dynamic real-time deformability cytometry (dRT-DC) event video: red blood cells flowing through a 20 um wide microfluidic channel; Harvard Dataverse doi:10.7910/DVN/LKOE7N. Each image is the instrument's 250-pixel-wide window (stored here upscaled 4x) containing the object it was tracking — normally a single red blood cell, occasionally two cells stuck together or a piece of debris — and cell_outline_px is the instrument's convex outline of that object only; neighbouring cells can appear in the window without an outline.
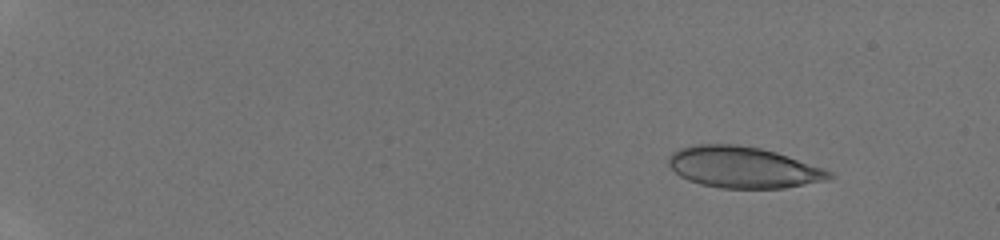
{"species": "human", "species_latin": "Homo sapiens", "temperature_condition": "room temperature", "stored_images_in_passage": 41, "camera_frame_rate_fps": 3000, "um_per_image_px": 0.085, "donor": {"sex": "male"}, "frame": {"image": 1, "passage_image": 1, "time_ms": 0.0, "image_size_px": [1000, 240], "cell_outline_px": [[836, 176], [828, 180], [784, 188], [720, 188], [700, 184], [688, 180], [680, 176], [668, 164], [668, 156], [672, 152], [680, 148], [692, 144], [736, 144], [760, 148], [776, 152], [824, 168], [832, 172]], "centroid_in_image_um": [63.17, 14.22], "position_along_channel_um": 21.8, "area_um2": 38.84}}
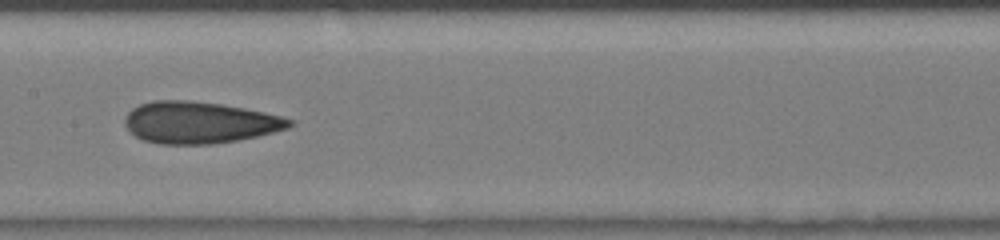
{"frame": {"image": 2, "passage_image": 22, "time_ms": 7.0, "image_size_px": [1000, 240], "cell_outline_px": [[296, 124], [288, 128], [256, 136], [236, 140], [212, 144], [160, 144], [144, 140], [136, 136], [124, 124], [124, 116], [132, 108], [140, 104], [152, 100], [188, 100], [220, 104], [244, 108], [264, 112], [296, 120]], "centroid_in_image_um": [16.95, 10.4], "position_along_channel_um": 190.4, "area_um2": 40.0}}
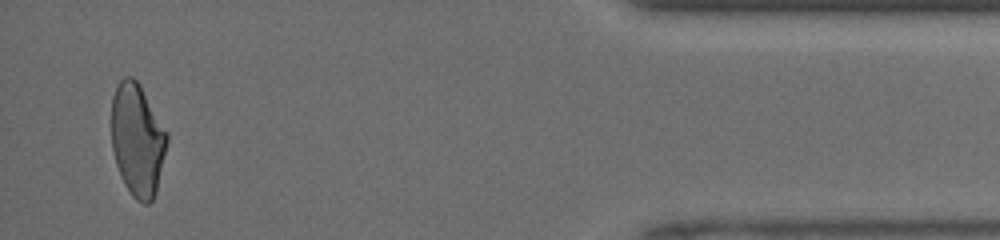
{"frame": {"image": 3, "passage_image": 40, "time_ms": 13.0, "image_size_px": [1000, 240], "cell_outline_px": [[168, 140], [156, 192], [152, 200], [148, 204], [144, 204], [136, 200], [132, 196], [124, 184], [120, 176], [116, 164], [112, 148], [112, 96], [120, 80], [124, 76], [132, 76], [140, 84], [168, 132]], "centroid_in_image_um": [11.68, 11.88], "position_along_channel_um": 423.5, "area_um2": 36.59}}